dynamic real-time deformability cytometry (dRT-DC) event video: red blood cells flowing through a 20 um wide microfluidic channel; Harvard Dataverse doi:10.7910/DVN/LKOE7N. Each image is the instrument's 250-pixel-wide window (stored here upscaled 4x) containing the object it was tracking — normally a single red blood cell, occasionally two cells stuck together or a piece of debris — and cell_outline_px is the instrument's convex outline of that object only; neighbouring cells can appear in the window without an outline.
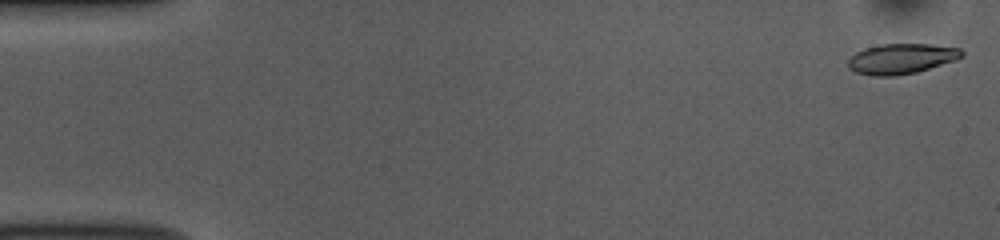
{"species": "common noctule bat (a hibernating species)", "species_latin": "Nyctalus noctula", "temperature_condition": "room temperature", "stored_images_in_passage": 52, "camera_frame_rate_fps": 3000, "um_per_image_px": 0.085, "animal": {"sex": "female", "body_mass_g": 10.0, "forearm_length_mm": 53.1}, "frame": {"image": 1, "passage_image": 1, "time_ms": 0.0, "image_size_px": [1000, 240], "cell_outline_px": [[964, 56], [956, 60], [916, 72], [896, 76], [872, 76], [856, 72], [848, 68], [848, 60], [856, 52], [864, 48], [880, 44], [932, 44], [960, 48], [964, 52]], "centroid_in_image_um": [76.62, 4.99], "position_along_channel_um": 8.4, "area_um2": 20.17}}
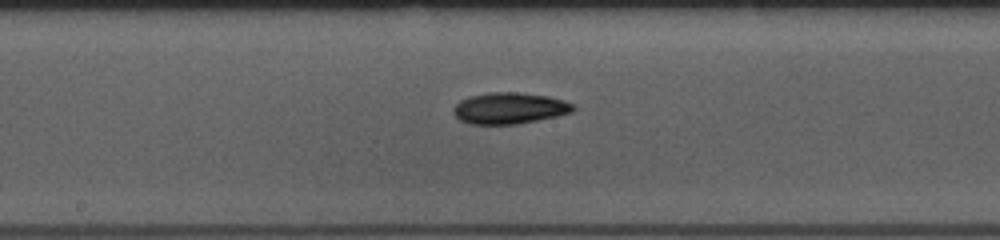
{"frame": {"image": 2, "passage_image": 27, "time_ms": 8.667, "image_size_px": [1000, 240], "cell_outline_px": [[576, 108], [572, 112], [556, 116], [516, 124], [472, 124], [460, 120], [452, 112], [452, 108], [460, 100], [468, 96], [488, 92], [516, 92], [548, 96], [564, 100], [576, 104]], "centroid_in_image_um": [43.3, 9.18], "position_along_channel_um": 204.9, "area_um2": 21.96}}
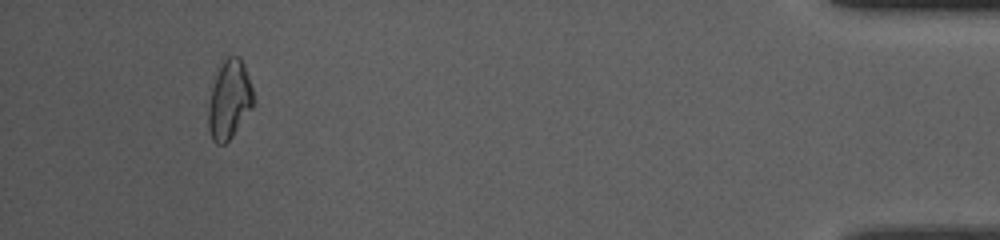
{"frame": {"image": 3, "passage_image": 49, "time_ms": 16.0, "image_size_px": [1000, 240], "cell_outline_px": [[256, 100], [252, 108], [232, 136], [224, 144], [216, 144], [212, 140], [208, 128], [208, 112], [212, 88], [216, 68], [224, 56], [240, 56], [244, 64]], "centroid_in_image_um": [19.49, 8.42], "position_along_channel_um": 415.7, "area_um2": 20.98}, "authors_computed_cell_mechanics": {"area_um2": 20.6057, "velocity_mm_per_s": 3.7891, "shape_relaxation_time_tau1_ms": 4.4436, "shape_relaxation_time_tau2_ms": null, "deformation_change_tau1": 0.1202, "deformation_change_tau2": null}}